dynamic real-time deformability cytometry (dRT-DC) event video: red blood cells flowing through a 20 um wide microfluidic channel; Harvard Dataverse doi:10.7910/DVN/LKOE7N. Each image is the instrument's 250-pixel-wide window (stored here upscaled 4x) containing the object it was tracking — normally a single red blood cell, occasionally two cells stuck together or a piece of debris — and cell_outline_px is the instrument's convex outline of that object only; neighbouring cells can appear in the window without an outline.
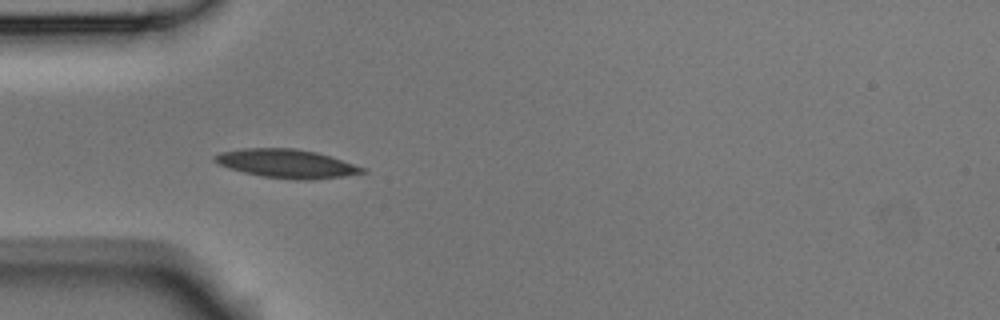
{"species": "Egyptian fruit bat (a non-hibernating species)", "species_latin": "Rousettus aegyptiacus", "temperature_condition": "room temperature", "stored_images_in_passage": 5, "camera_frame_rate_fps": 3000, "um_per_image_px": 0.085, "animal": {"sex": "male"}, "frame": {"image": 1, "passage_image": 4, "time_ms": 1.0, "image_size_px": [1000, 320], "cell_outline_px": [[368, 172], [344, 176], [312, 180], [296, 180], [260, 176], [228, 168], [216, 164], [212, 160], [212, 156], [220, 152], [240, 148], [296, 148], [316, 152], [368, 168]], "centroid_in_image_um": [24.34, 13.91], "position_along_channel_um": 60.7, "area_um2": 25.03}}
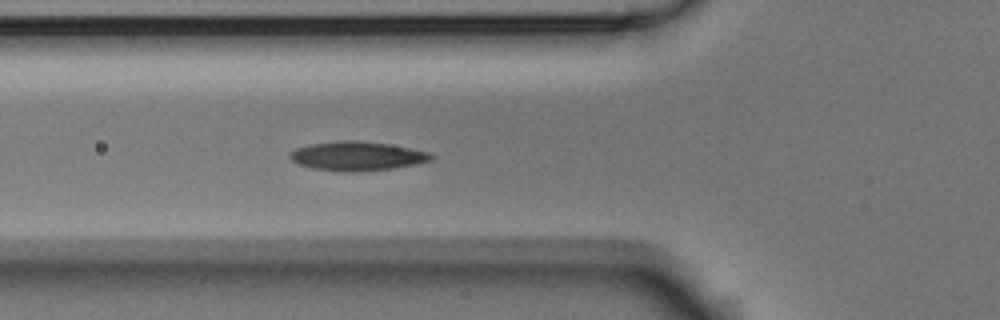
{"frame": {"image": 2, "passage_image": 5, "time_ms": 1.333, "image_size_px": [1000, 320], "cell_outline_px": [[436, 156], [432, 160], [416, 164], [392, 168], [356, 172], [340, 172], [312, 168], [300, 164], [292, 160], [288, 156], [296, 148], [308, 144], [340, 140], [360, 140], [388, 144], [432, 152]], "centroid_in_image_um": [30.39, 13.26], "position_along_channel_um": 95.4, "area_um2": 24.16}}